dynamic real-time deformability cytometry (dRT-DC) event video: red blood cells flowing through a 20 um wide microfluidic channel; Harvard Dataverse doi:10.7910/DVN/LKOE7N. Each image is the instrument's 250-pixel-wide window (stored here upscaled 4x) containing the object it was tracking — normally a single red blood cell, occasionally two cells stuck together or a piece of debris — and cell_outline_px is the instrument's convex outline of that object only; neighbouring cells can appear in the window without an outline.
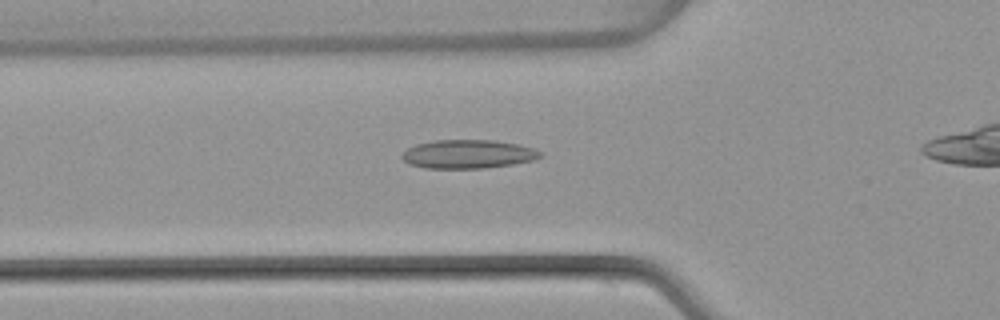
{"species": "common noctule bat (a hibernating species)", "species_latin": "Nyctalus noctula", "temperature_condition": "warm", "stored_images_in_passage": 33, "camera_frame_rate_fps": 3000, "um_per_image_px": 0.085, "animal": {"sex": "female", "body_mass_g": 22.7, "forearm_length_mm": 54.2}, "frame": {"image": 1, "passage_image": 9, "time_ms": 2.667, "image_size_px": [1000, 320], "cell_outline_px": [[544, 156], [536, 160], [512, 164], [484, 168], [428, 168], [408, 164], [400, 156], [408, 148], [416, 144], [436, 140], [492, 140], [516, 144], [532, 148], [544, 152]], "centroid_in_image_um": [39.81, 13.1], "position_along_channel_um": 86.0, "area_um2": 23.12}}
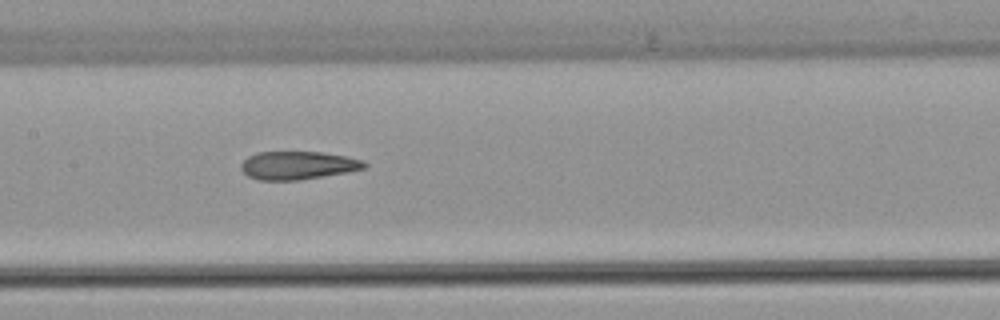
{"frame": {"image": 2, "passage_image": 16, "time_ms": 5.0, "image_size_px": [1000, 320], "cell_outline_px": [[368, 164], [364, 168], [348, 172], [300, 180], [260, 180], [248, 176], [240, 168], [240, 164], [248, 156], [256, 152], [324, 152], [364, 160]], "centroid_in_image_um": [25.31, 14.05], "position_along_channel_um": 182.1, "area_um2": 20.29}}
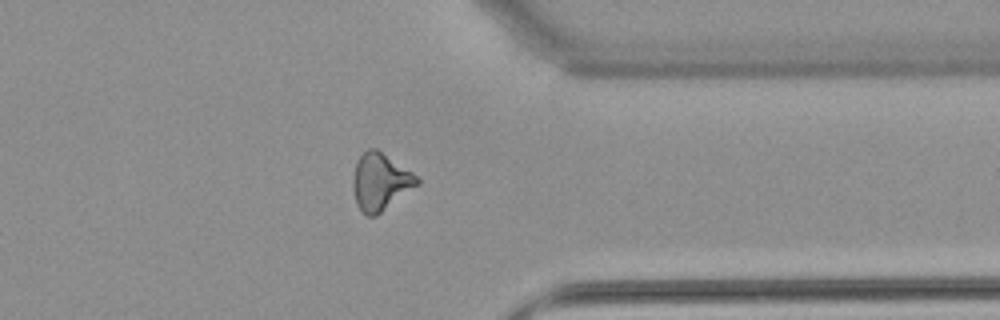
{"frame": {"image": 3, "passage_image": 31, "time_ms": 10.0, "image_size_px": [1000, 320], "cell_outline_px": [[420, 184], [376, 216], [368, 216], [356, 204], [352, 188], [352, 180], [356, 160], [368, 148], [376, 148], [412, 172], [420, 180]], "centroid_in_image_um": [32.31, 15.45], "position_along_channel_um": 379.1, "area_um2": 21.33}}